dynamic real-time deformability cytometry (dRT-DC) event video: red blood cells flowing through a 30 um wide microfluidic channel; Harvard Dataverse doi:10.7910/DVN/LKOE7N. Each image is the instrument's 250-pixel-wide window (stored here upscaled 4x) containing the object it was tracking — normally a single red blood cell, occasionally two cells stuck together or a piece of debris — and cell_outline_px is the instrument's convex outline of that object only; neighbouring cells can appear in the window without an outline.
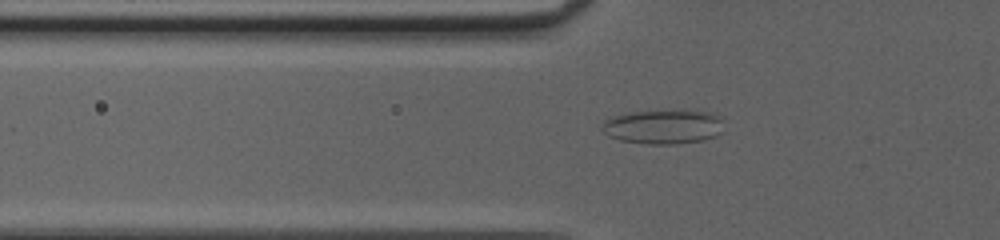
{"species": "common noctule bat (a hibernating species)", "species_latin": "Nyctalus noctula", "temperature_condition": "cold", "stored_images_in_passage": 51, "camera_frame_rate_fps": 3000, "um_per_image_px": 0.085, "animal": {"sex": "female", "body_mass_g": 20.0, "forearm_length_mm": 54.0}, "frame": {"image": 1, "passage_image": 19, "time_ms": 6.0, "image_size_px": [1000, 240], "cell_outline_px": [[724, 132], [716, 136], [704, 140], [676, 144], [648, 144], [620, 140], [608, 136], [600, 128], [604, 120], [612, 116], [628, 112], [684, 108], [692, 108], [716, 112], [720, 116]], "centroid_in_image_um": [56.45, 10.72], "position_along_channel_um": 69.3, "area_um2": 25.61}}
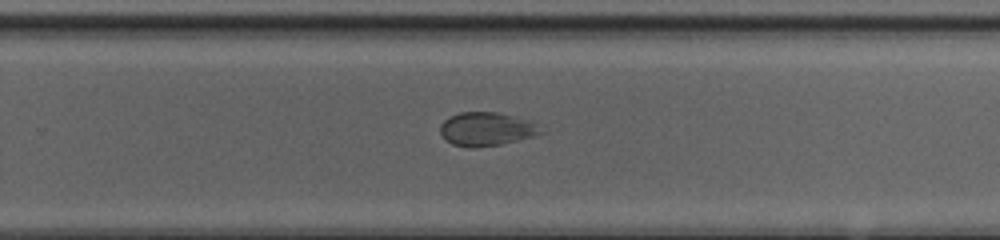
{"frame": {"image": 2, "passage_image": 35, "time_ms": 11.333, "image_size_px": [1000, 240], "cell_outline_px": [[544, 132], [532, 136], [500, 144], [476, 148], [468, 148], [452, 144], [440, 132], [440, 124], [448, 116], [460, 112], [500, 112], [516, 116], [528, 120], [536, 124]], "centroid_in_image_um": [41.32, 10.96], "position_along_channel_um": 288.5, "area_um2": 19.65}}
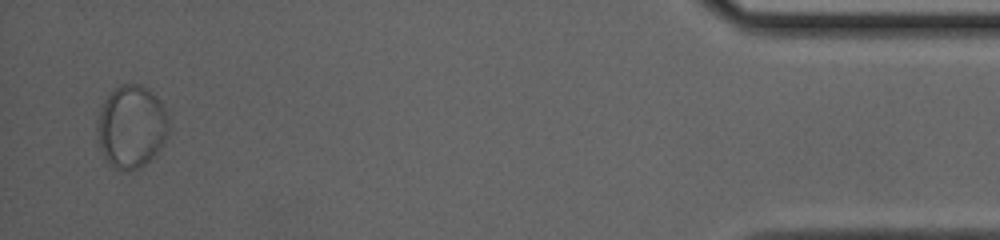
{"frame": {"image": 3, "passage_image": 50, "time_ms": 16.333, "image_size_px": [1000, 240], "cell_outline_px": [[168, 136], [160, 148], [140, 168], [128, 172], [120, 172], [104, 156], [100, 148], [96, 132], [96, 128], [100, 112], [104, 100], [112, 88], [120, 84], [140, 84], [148, 88], [160, 100], [168, 116]], "centroid_in_image_um": [11.16, 10.75], "position_along_channel_um": 424.0, "area_um2": 34.68}, "authors_computed_cell_mechanics": {"area_um2": 27.3972, "velocity_mm_per_s": 4.1252, "shape_relaxation_time_tau1_ms": 11.2935, "shape_relaxation_time_tau2_ms": null, "deformation_change_tau1": 0.2248, "deformation_change_tau2": null}}